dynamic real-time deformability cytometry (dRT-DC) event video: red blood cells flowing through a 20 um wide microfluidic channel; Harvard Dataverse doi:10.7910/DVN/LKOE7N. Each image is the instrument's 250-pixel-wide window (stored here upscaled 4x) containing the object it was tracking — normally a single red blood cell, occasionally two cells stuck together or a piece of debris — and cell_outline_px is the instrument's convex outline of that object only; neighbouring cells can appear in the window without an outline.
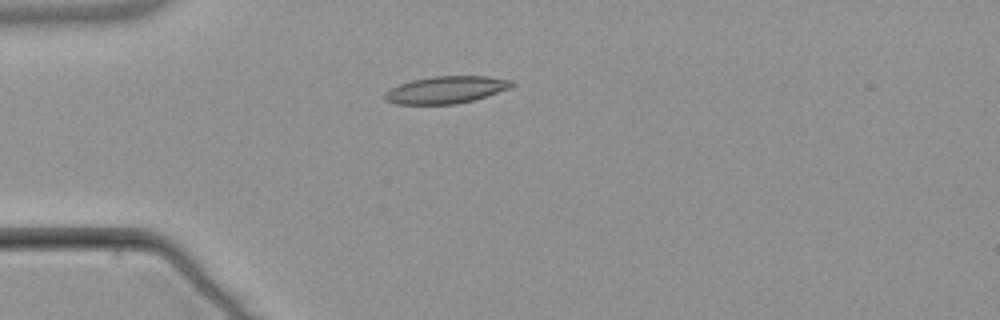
{"species": "common noctule bat (a hibernating species)", "species_latin": "Nyctalus noctula", "temperature_condition": "warm", "stored_images_in_passage": 1, "camera_frame_rate_fps": 3000, "um_per_image_px": 0.085, "animal": {"sex": "male", "body_mass_g": 21.5, "forearm_length_mm": 52.0}, "frame": {"image": 1, "passage_image": 1, "time_ms": 0.0, "image_size_px": [1000, 320], "cell_outline_px": [[516, 84], [508, 88], [472, 100], [456, 104], [396, 104], [384, 100], [380, 96], [384, 92], [400, 84], [412, 80], [432, 76], [488, 76], [516, 80]], "centroid_in_image_um": [37.88, 7.62], "position_along_channel_um": 47.1, "area_um2": 20.17}}